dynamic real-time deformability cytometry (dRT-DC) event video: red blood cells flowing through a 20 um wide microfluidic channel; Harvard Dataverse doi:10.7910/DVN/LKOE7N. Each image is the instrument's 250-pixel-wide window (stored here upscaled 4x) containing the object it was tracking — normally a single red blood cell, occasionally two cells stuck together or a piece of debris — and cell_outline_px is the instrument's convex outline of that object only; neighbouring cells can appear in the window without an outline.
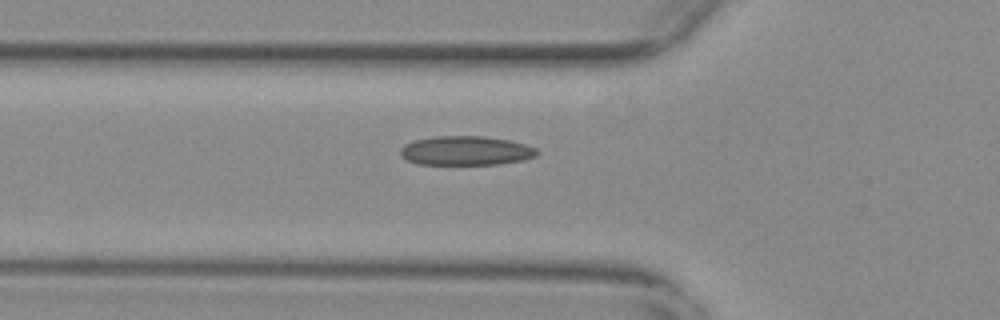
{"species": "common noctule bat (a hibernating species)", "species_latin": "Nyctalus noctula", "temperature_condition": "warm", "stored_images_in_passage": 37, "camera_frame_rate_fps": 3000, "um_per_image_px": 0.085, "animal": {"sex": "female", "body_mass_g": 29.2, "forearm_length_mm": 56.3}, "frame": {"image": 1, "passage_image": 2, "time_ms": 0.333, "image_size_px": [1000, 320], "cell_outline_px": [[540, 152], [536, 156], [524, 160], [500, 164], [416, 164], [400, 156], [400, 148], [404, 144], [416, 140], [436, 136], [484, 136], [508, 140], [524, 144], [536, 148]], "centroid_in_image_um": [39.6, 12.81], "position_along_channel_um": 86.2, "area_um2": 23.29}}
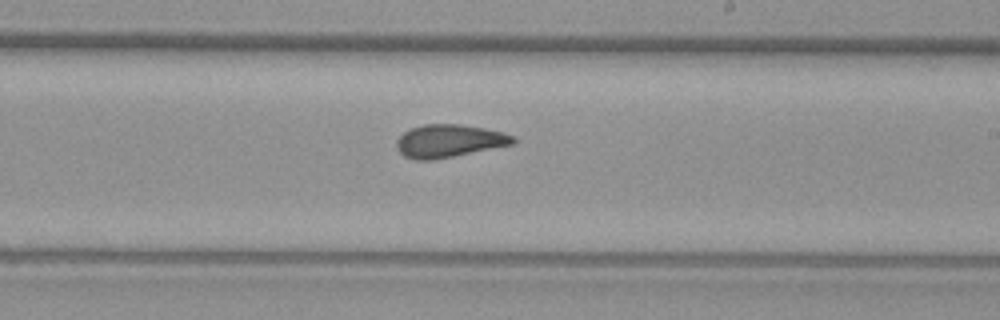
{"frame": {"image": 2, "passage_image": 15, "time_ms": 4.667, "image_size_px": [1000, 320], "cell_outline_px": [[516, 140], [512, 144], [436, 160], [416, 160], [404, 156], [396, 148], [396, 140], [408, 128], [424, 124], [460, 124], [484, 128], [504, 132], [516, 136]], "centroid_in_image_um": [38.15, 11.98], "position_along_channel_um": 250.8, "area_um2": 22.48}}
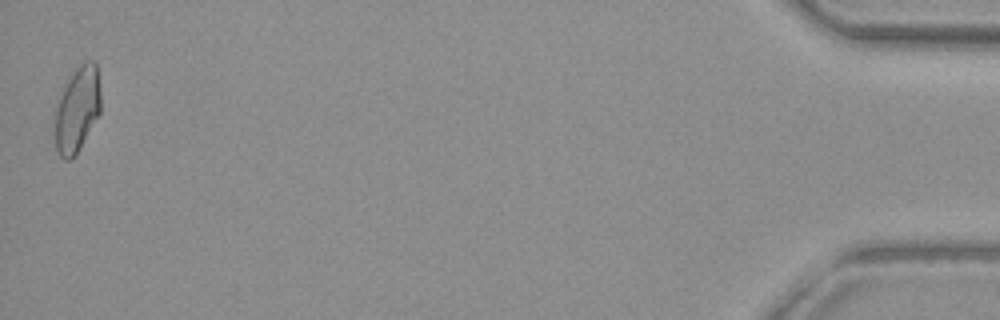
{"frame": {"image": 3, "passage_image": 37, "time_ms": 12.0, "image_size_px": [1000, 320], "cell_outline_px": [[100, 112], [76, 152], [68, 160], [64, 160], [56, 152], [56, 104], [68, 80], [76, 68], [84, 60], [96, 60], [100, 92]], "centroid_in_image_um": [6.57, 9.24], "position_along_channel_um": 428.6, "area_um2": 22.2}}